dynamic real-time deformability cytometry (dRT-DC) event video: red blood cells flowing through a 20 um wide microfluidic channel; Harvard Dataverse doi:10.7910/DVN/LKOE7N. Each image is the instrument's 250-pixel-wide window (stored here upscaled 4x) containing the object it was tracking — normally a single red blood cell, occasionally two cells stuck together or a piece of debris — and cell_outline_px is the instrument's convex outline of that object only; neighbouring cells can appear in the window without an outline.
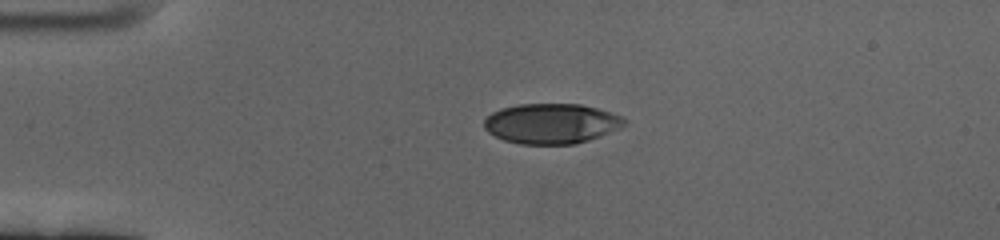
{"species": "human", "species_latin": "Homo sapiens", "temperature_condition": "cold", "stored_images_in_passage": 47, "camera_frame_rate_fps": 3000, "um_per_image_px": 0.085, "donor": {"sex": "female"}, "frame": {"image": 1, "passage_image": 1, "time_ms": 0.0, "image_size_px": [1000, 240], "cell_outline_px": [[628, 124], [620, 128], [600, 136], [576, 144], [520, 144], [504, 140], [488, 132], [484, 128], [484, 120], [492, 112], [500, 108], [520, 104], [580, 104], [596, 108], [624, 116], [628, 120]], "centroid_in_image_um": [46.9, 10.5], "position_along_channel_um": 38.1, "area_um2": 33.0}}
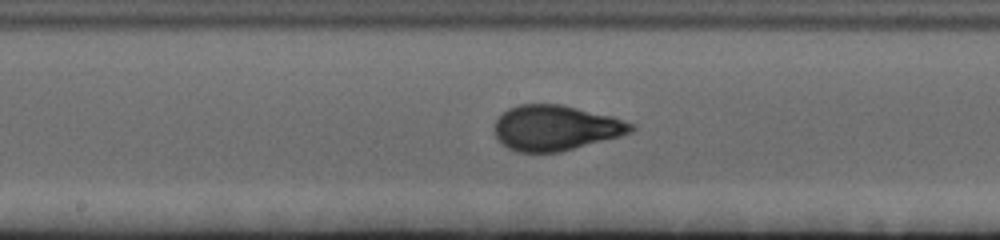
{"frame": {"image": 2, "passage_image": 19, "time_ms": 6.0, "image_size_px": [1000, 240], "cell_outline_px": [[636, 128], [632, 132], [620, 136], [560, 152], [516, 152], [508, 148], [496, 136], [496, 120], [508, 108], [520, 104], [560, 104], [612, 116], [636, 124]], "centroid_in_image_um": [47.27, 10.87], "position_along_channel_um": 200.9, "area_um2": 35.84}}
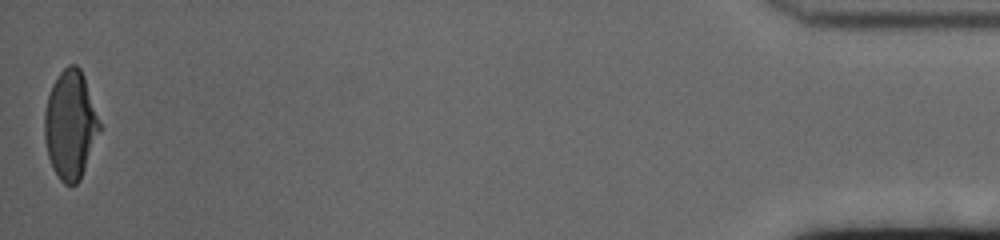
{"frame": {"image": 3, "passage_image": 47, "time_ms": 15.333, "image_size_px": [1000, 240], "cell_outline_px": [[100, 132], [80, 180], [76, 184], [64, 184], [60, 180], [52, 168], [48, 156], [44, 136], [44, 112], [48, 96], [52, 84], [60, 72], [68, 64], [76, 64], [80, 68], [84, 76], [100, 124]], "centroid_in_image_um": [5.97, 10.62], "position_along_channel_um": 429.2, "area_um2": 34.68}, "authors_computed_cell_mechanics": {"area_um2": 34.8534, "velocity_mm_per_s": 3.3687, "shape_relaxation_time_tau1_ms": 3.7371, "shape_relaxation_time_tau2_ms": null, "deformation_change_tau1": 0.1863, "deformation_change_tau2": null}}